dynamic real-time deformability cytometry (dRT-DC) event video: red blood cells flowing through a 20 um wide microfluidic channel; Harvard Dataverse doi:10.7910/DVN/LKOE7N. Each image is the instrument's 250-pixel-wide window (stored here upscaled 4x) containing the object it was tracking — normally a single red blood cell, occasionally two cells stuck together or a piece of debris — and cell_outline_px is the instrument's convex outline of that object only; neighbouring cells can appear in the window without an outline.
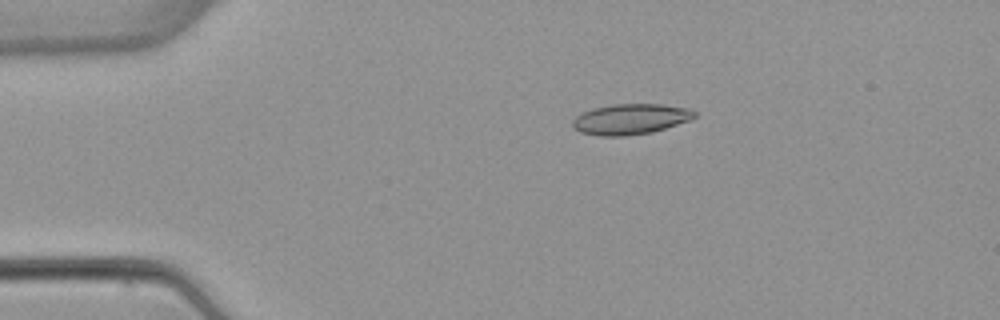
{"species": "common noctule bat (a hibernating species)", "species_latin": "Nyctalus noctula", "temperature_condition": "warm", "stored_images_in_passage": 4, "camera_frame_rate_fps": 3000, "um_per_image_px": 0.085, "animal": {"sex": "female", "body_mass_g": 22.7, "forearm_length_mm": 54.2}, "frame": {"image": 1, "passage_image": 2, "time_ms": 1.333, "image_size_px": [1000, 320], "cell_outline_px": [[696, 116], [688, 120], [652, 132], [628, 136], [600, 136], [580, 132], [572, 128], [572, 120], [580, 112], [592, 108], [612, 104], [660, 104], [688, 108], [696, 112]], "centroid_in_image_um": [53.52, 10.12], "position_along_channel_um": 31.5, "area_um2": 21.79}}
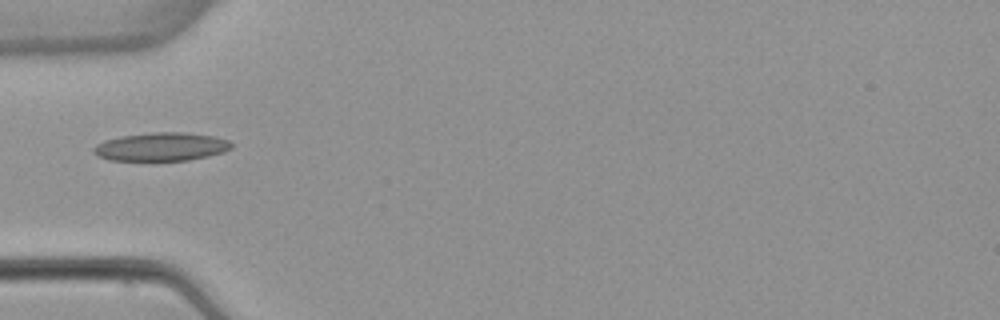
{"frame": {"image": 2, "passage_image": 4, "time_ms": 3.667, "image_size_px": [1000, 320], "cell_outline_px": [[232, 148], [224, 152], [208, 156], [188, 160], [108, 160], [96, 156], [92, 152], [92, 148], [96, 144], [104, 140], [120, 136], [152, 132], [184, 132], [216, 136], [228, 140], [232, 144]], "centroid_in_image_um": [13.68, 12.47], "position_along_channel_um": 71.3, "area_um2": 23.0}}